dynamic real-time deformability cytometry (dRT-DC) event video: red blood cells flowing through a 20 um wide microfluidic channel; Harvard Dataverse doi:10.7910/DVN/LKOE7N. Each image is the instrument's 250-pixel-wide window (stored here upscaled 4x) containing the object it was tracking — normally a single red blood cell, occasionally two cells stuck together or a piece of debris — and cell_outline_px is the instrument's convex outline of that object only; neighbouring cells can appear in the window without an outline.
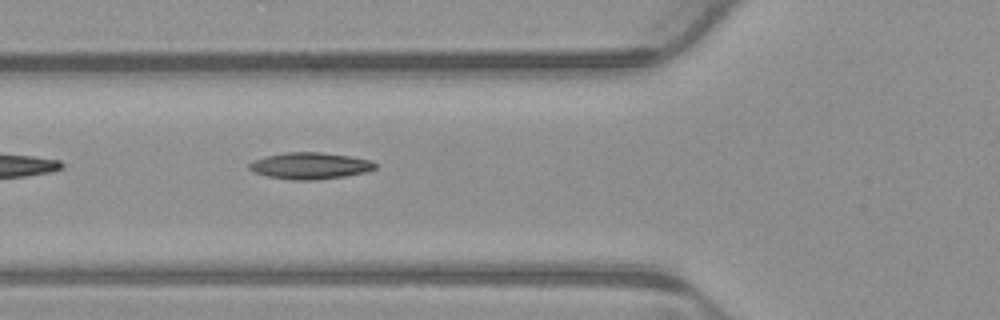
{"species": "common noctule bat (a hibernating species)", "species_latin": "Nyctalus noctula", "temperature_condition": "warm", "stored_images_in_passage": 6, "camera_frame_rate_fps": 3000, "um_per_image_px": 0.085, "animal": {"sex": "male", "body_mass_g": 23.1, "forearm_length_mm": 52.7}, "frame": {"image": 1, "passage_image": 6, "time_ms": 1.667, "image_size_px": [1000, 320], "cell_outline_px": [[376, 168], [368, 172], [344, 176], [316, 180], [292, 180], [268, 176], [252, 172], [248, 168], [248, 164], [252, 160], [264, 156], [284, 152], [320, 152], [352, 156], [372, 160], [376, 164]], "centroid_in_image_um": [26.34, 14.08], "position_along_channel_um": 99.5, "area_um2": 19.83}}